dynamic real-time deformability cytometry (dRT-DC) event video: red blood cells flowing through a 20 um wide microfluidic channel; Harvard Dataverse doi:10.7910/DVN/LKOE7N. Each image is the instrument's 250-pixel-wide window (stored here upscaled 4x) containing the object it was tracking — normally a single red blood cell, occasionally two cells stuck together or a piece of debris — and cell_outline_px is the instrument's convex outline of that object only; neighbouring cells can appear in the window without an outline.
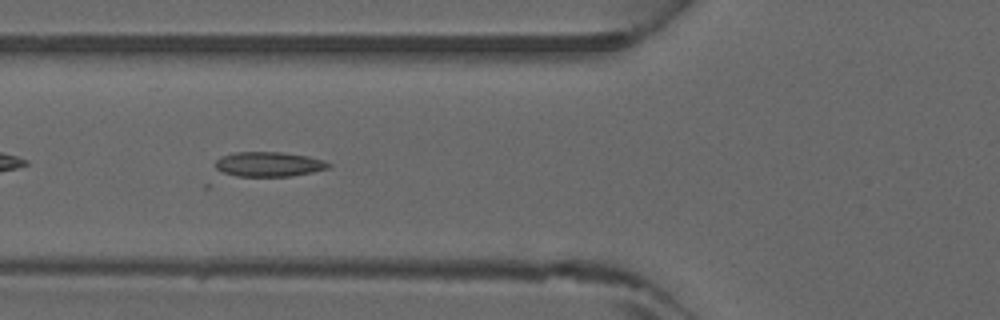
{"species": "common noctule bat (a hibernating species)", "species_latin": "Nyctalus noctula", "temperature_condition": "warm", "stored_images_in_passage": 3, "camera_frame_rate_fps": 3000, "um_per_image_px": 0.085, "animal": {"sex": "male", "forearm_length_mm": 52.5}, "frame": {"image": 1, "passage_image": 3, "time_ms": 0.667, "image_size_px": [1000, 320], "cell_outline_px": [[332, 164], [328, 168], [312, 172], [292, 176], [216, 176], [216, 160], [220, 156], [236, 152], [280, 152], [308, 156], [324, 160]], "centroid_in_image_um": [22.74, 13.98], "position_along_channel_um": 103.1, "area_um2": 16.76}}